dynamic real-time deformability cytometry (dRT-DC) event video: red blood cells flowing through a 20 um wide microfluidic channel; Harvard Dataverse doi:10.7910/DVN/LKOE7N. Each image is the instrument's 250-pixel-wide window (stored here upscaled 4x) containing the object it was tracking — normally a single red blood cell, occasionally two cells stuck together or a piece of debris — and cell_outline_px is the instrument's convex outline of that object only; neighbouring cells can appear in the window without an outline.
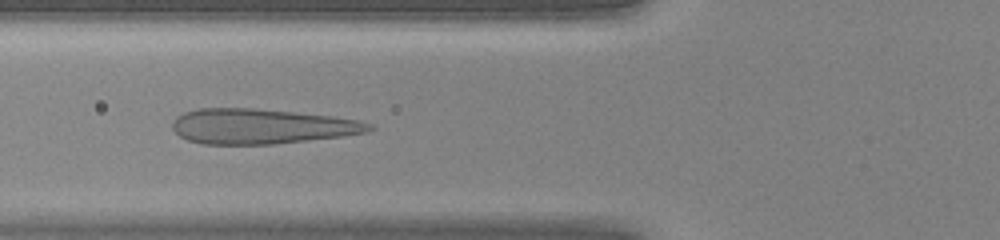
{"species": "human", "species_latin": "Homo sapiens", "temperature_condition": "warm", "stored_images_in_passage": 44, "camera_frame_rate_fps": 3000, "um_per_image_px": 0.085, "donor": {"sex": "female"}, "frame": {"image": 1, "passage_image": 17, "time_ms": 5.333, "image_size_px": [1000, 240], "cell_outline_px": [[376, 128], [364, 132], [340, 136], [272, 144], [200, 144], [188, 140], [180, 136], [172, 128], [172, 120], [176, 116], [184, 112], [200, 108], [252, 108], [332, 116], [360, 120], [372, 124]], "centroid_in_image_um": [22.17, 10.73], "position_along_channel_um": 103.6, "area_um2": 40.0}}
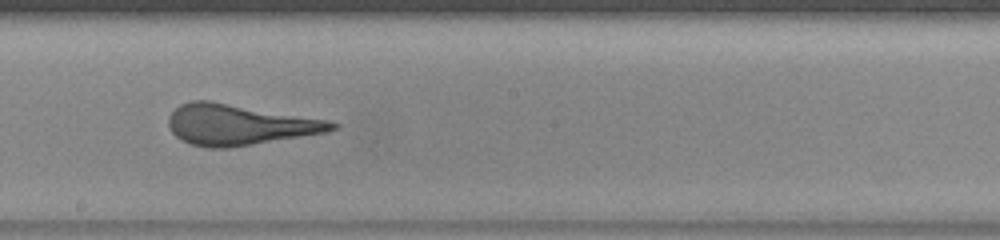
{"frame": {"image": 2, "passage_image": 25, "time_ms": 8.0, "image_size_px": [1000, 240], "cell_outline_px": [[340, 128], [328, 132], [228, 148], [208, 148], [192, 144], [176, 136], [172, 132], [168, 124], [168, 116], [180, 104], [192, 100], [208, 100], [328, 120], [340, 124]], "centroid_in_image_um": [20.34, 10.6], "position_along_channel_um": 227.9, "area_um2": 38.55}}
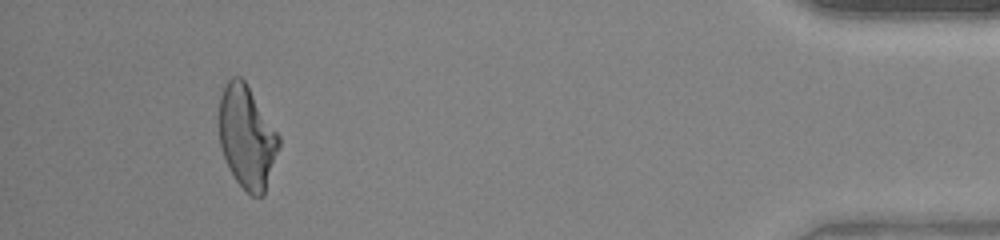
{"frame": {"image": 3, "passage_image": 41, "time_ms": 13.333, "image_size_px": [1000, 240], "cell_outline_px": [[280, 148], [264, 196], [252, 196], [236, 180], [228, 168], [224, 160], [220, 148], [216, 124], [216, 116], [220, 96], [224, 84], [232, 76], [240, 76], [244, 80], [280, 136]], "centroid_in_image_um": [20.94, 11.64], "position_along_channel_um": 414.3, "area_um2": 36.76}}